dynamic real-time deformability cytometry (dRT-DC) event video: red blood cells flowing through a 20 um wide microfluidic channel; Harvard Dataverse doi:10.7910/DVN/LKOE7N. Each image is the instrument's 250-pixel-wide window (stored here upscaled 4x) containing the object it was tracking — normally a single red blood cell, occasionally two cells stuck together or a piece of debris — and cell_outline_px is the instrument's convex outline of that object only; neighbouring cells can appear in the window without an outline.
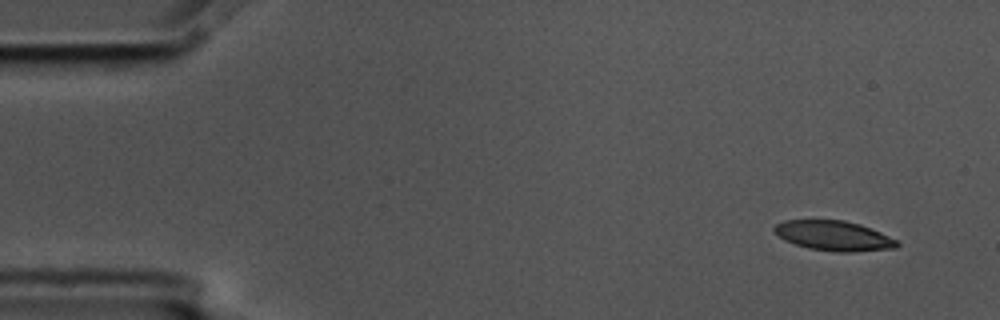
{"species": "common noctule bat (a hibernating species)", "species_latin": "Nyctalus noctula", "temperature_condition": "cold", "stored_images_in_passage": 5, "camera_frame_rate_fps": 3000, "um_per_image_px": 0.085, "animal": {"sex": "male", "body_mass_g": 17.5, "forearm_length_mm": 52.3}, "frame": {"image": 1, "passage_image": 1, "time_ms": 0.0, "image_size_px": [1000, 320], "cell_outline_px": [[900, 244], [896, 248], [848, 252], [840, 252], [808, 248], [796, 244], [780, 236], [772, 228], [776, 224], [784, 220], [844, 220], [860, 224], [880, 232], [896, 240]], "centroid_in_image_um": [70.89, 20.03], "position_along_channel_um": 14.1, "area_um2": 21.04}}
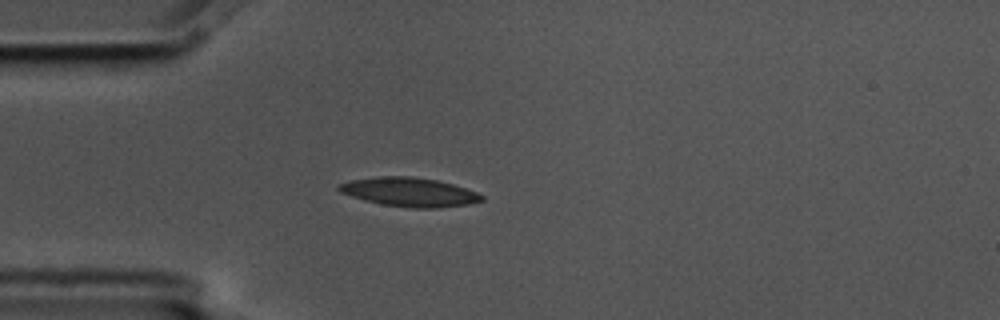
{"frame": {"image": 2, "passage_image": 4, "time_ms": 1.0, "image_size_px": [1000, 320], "cell_outline_px": [[484, 200], [468, 204], [436, 208], [408, 208], [380, 204], [364, 200], [340, 192], [336, 188], [340, 184], [352, 180], [380, 176], [412, 176], [436, 180], [452, 184], [476, 192], [484, 196]], "centroid_in_image_um": [34.79, 16.33], "position_along_channel_um": 50.2, "area_um2": 23.99}}